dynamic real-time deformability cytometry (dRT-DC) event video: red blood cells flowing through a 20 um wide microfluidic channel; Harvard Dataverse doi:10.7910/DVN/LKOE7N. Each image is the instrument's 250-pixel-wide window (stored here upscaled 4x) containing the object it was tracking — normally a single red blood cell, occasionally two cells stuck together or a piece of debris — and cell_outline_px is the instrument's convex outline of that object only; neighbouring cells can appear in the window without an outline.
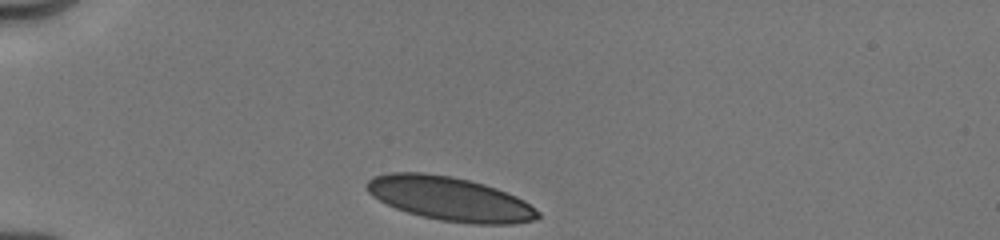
{"species": "human", "species_latin": "Homo sapiens", "temperature_condition": "cold", "stored_images_in_passage": 49, "camera_frame_rate_fps": 3000, "um_per_image_px": 0.085, "donor": {"sex": "male"}, "frame": {"image": 1, "passage_image": 1, "time_ms": 0.0, "image_size_px": [1000, 240], "cell_outline_px": [[540, 216], [536, 220], [512, 224], [472, 224], [440, 220], [420, 216], [396, 208], [372, 196], [364, 188], [364, 184], [372, 176], [388, 172], [424, 172], [452, 176], [484, 184], [496, 188], [516, 196], [524, 200], [540, 212]], "centroid_in_image_um": [38.22, 16.89], "position_along_channel_um": 46.8, "area_um2": 44.04}}
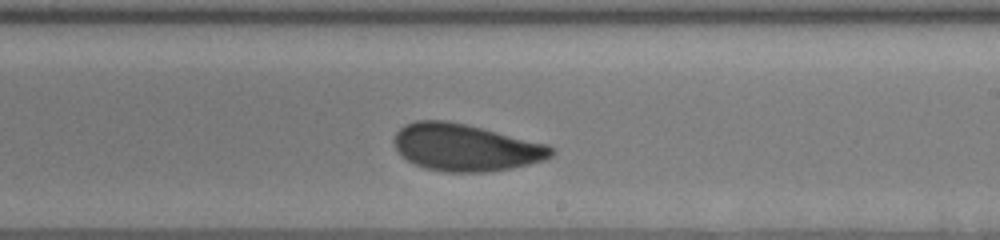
{"frame": {"image": 2, "passage_image": 30, "time_ms": 6.0, "image_size_px": [1000, 240], "cell_outline_px": [[556, 152], [552, 156], [544, 160], [512, 168], [488, 172], [444, 172], [424, 168], [408, 160], [396, 148], [392, 140], [396, 132], [404, 124], [416, 120], [448, 120], [548, 144], [556, 148]], "centroid_in_image_um": [39.59, 12.53], "position_along_channel_um": 249.4, "area_um2": 43.23}}
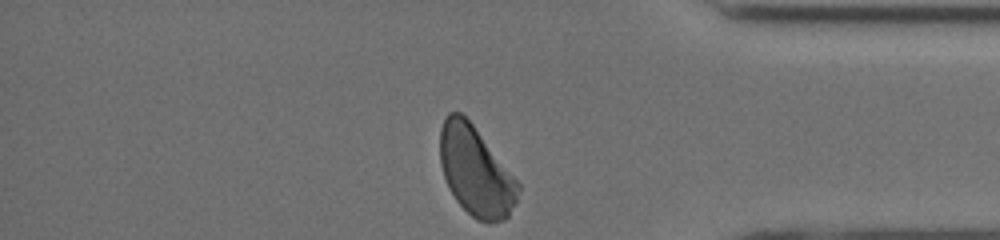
{"frame": {"image": 3, "passage_image": 49, "time_ms": 10.0, "image_size_px": [1000, 240], "cell_outline_px": [[520, 188], [516, 200], [508, 216], [504, 220], [476, 220], [456, 200], [448, 188], [440, 164], [440, 128], [448, 112], [460, 112], [472, 124], [520, 184]], "centroid_in_image_um": [40.4, 14.54], "position_along_channel_um": 394.8, "area_um2": 39.88}, "authors_computed_cell_mechanics": {"area_um2": 43.2922, "velocity_mm_per_s": 3.9961, "shape_relaxation_time_tau1_ms": 3.8418, "shape_relaxation_time_tau2_ms": 1.6391, "deformation_change_tau1": 0.1106, "deformation_change_tau2": 0.0606}}